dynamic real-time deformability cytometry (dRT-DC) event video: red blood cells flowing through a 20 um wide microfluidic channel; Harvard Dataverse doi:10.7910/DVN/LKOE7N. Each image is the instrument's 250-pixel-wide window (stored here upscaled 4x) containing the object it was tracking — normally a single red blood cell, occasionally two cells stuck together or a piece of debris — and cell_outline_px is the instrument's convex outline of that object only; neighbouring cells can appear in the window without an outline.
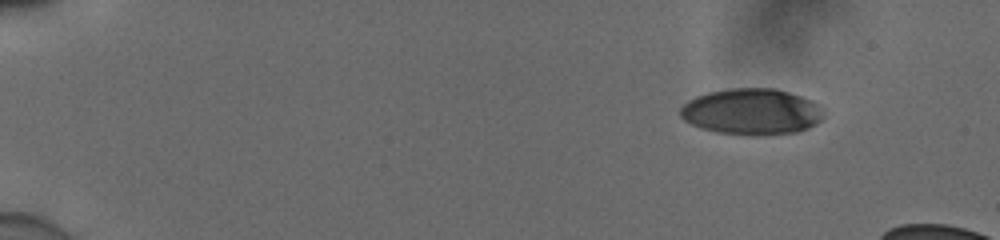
{"species": "human", "species_latin": "Homo sapiens", "temperature_condition": "cold", "stored_images_in_passage": 14, "camera_frame_rate_fps": 3000, "um_per_image_px": 0.085, "donor": {"sex": "male"}, "frame": {"image": 1, "passage_image": 1, "time_ms": 0.0, "image_size_px": [1000, 240], "cell_outline_px": [[824, 116], [816, 124], [808, 128], [796, 132], [716, 132], [700, 128], [684, 120], [680, 116], [680, 108], [688, 100], [696, 96], [708, 92], [732, 88], [776, 88], [800, 96], [820, 104], [824, 108]], "centroid_in_image_um": [63.89, 9.44], "position_along_channel_um": 21.1, "area_um2": 37.69}}